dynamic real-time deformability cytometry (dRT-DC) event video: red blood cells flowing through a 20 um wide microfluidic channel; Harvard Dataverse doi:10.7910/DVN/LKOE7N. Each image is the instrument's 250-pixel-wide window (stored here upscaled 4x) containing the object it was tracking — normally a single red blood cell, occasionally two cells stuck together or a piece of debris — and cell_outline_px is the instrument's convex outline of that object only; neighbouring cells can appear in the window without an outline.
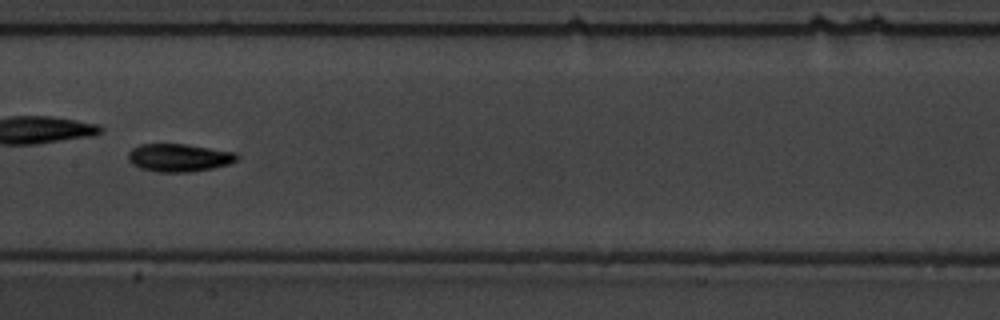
{"species": "common noctule bat (a hibernating species)", "species_latin": "Nyctalus noctula", "temperature_condition": "warm", "stored_images_in_passage": 7, "camera_frame_rate_fps": 3000, "um_per_image_px": 0.085, "animal": {"sex": "male", "body_mass_g": 19.5, "forearm_length_mm": 54.6}, "frame": {"image": 1, "passage_image": 5, "time_ms": 5.667, "image_size_px": [1000, 320], "cell_outline_px": [[240, 156], [236, 160], [228, 164], [212, 168], [188, 172], [156, 172], [140, 168], [132, 164], [128, 160], [128, 152], [132, 148], [140, 144], [188, 144], [236, 152]], "centroid_in_image_um": [15.2, 13.39], "position_along_channel_um": 192.2, "area_um2": 17.8}}
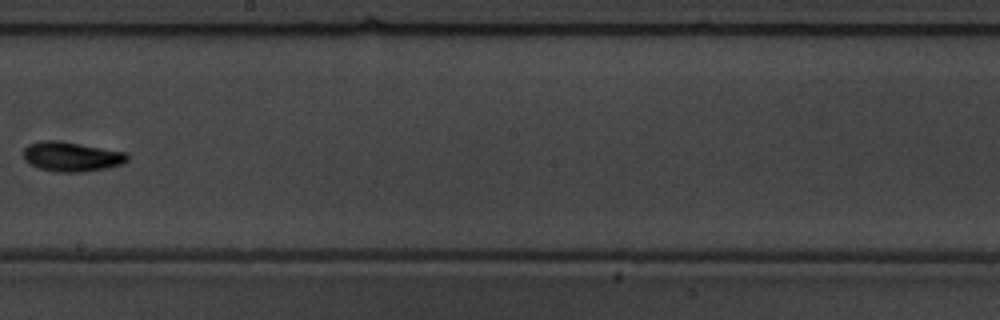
{"frame": {"image": 2, "passage_image": 6, "time_ms": 7.0, "image_size_px": [1000, 320], "cell_outline_px": [[128, 160], [120, 164], [108, 168], [80, 172], [56, 172], [40, 168], [24, 160], [24, 148], [28, 144], [44, 140], [60, 140], [128, 152]], "centroid_in_image_um": [6.1, 13.3], "position_along_channel_um": 242.1, "area_um2": 18.03}}
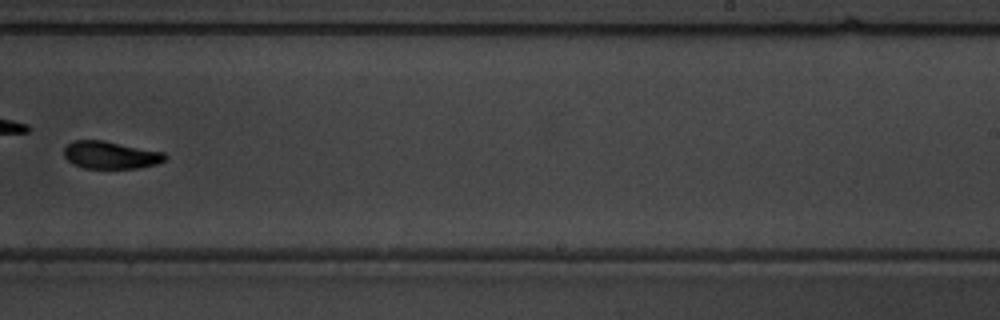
{"frame": {"image": 3, "passage_image": 7, "time_ms": 8.0, "image_size_px": [1000, 320], "cell_outline_px": [[168, 156], [164, 160], [156, 164], [136, 168], [84, 168], [72, 164], [64, 156], [64, 148], [72, 140], [104, 140], [164, 152]], "centroid_in_image_um": [9.38, 13.17], "position_along_channel_um": 279.6, "area_um2": 16.24}}